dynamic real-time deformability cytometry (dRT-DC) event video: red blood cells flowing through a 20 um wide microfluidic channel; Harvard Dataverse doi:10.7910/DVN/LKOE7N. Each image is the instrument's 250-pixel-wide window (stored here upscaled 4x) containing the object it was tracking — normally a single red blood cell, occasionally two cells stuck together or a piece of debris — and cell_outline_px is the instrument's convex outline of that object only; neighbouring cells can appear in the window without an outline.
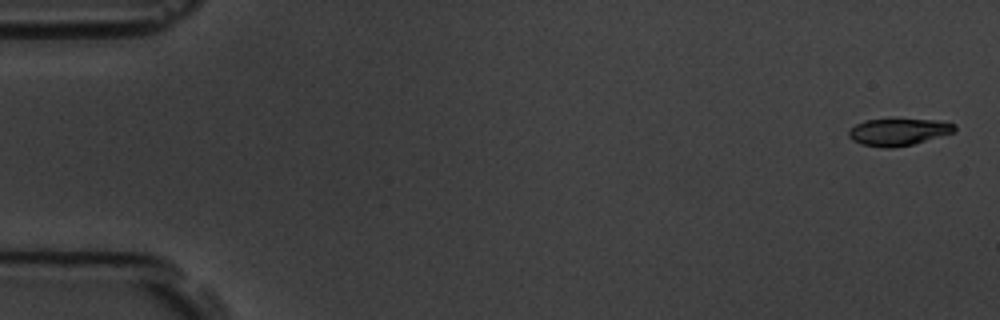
{"species": "common noctule bat (a hibernating species)", "species_latin": "Nyctalus noctula", "temperature_condition": "room temperature", "stored_images_in_passage": 5, "camera_frame_rate_fps": 3000, "um_per_image_px": 0.085, "animal": {"sex": "male", "body_mass_g": 19.5, "forearm_length_mm": 54.6}, "frame": {"image": 1, "passage_image": 1, "time_ms": 0.0, "image_size_px": [1000, 320], "cell_outline_px": [[956, 132], [912, 144], [892, 148], [884, 148], [860, 144], [852, 140], [848, 136], [848, 132], [856, 124], [864, 120], [936, 120], [956, 124]], "centroid_in_image_um": [76.37, 11.23], "position_along_channel_um": 8.6, "area_um2": 16.53}}